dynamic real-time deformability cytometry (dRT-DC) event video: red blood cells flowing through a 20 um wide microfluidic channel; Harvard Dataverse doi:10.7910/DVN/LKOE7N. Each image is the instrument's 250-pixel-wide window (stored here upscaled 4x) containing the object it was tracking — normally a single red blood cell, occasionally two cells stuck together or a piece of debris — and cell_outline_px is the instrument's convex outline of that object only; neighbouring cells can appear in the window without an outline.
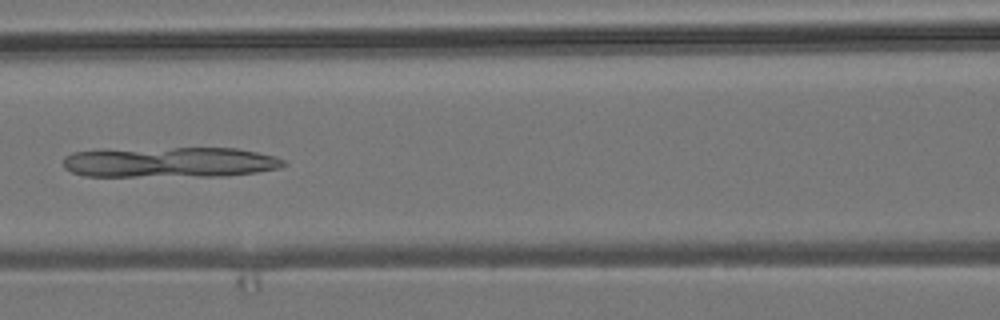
{"species": "common noctule bat (a hibernating species)", "species_latin": "Nyctalus noctula", "temperature_condition": "room temperature", "stored_images_in_passage": 7, "camera_frame_rate_fps": 3000, "um_per_image_px": 0.085, "animal": {"sex": "male", "body_mass_g": 19.2, "forearm_length_mm": 51.8}, "frame": {"image": 1, "passage_image": 7, "time_ms": 6.667, "image_size_px": [1000, 320], "cell_outline_px": [[288, 164], [280, 168], [256, 172], [224, 176], [84, 176], [72, 172], [64, 168], [64, 160], [72, 152], [100, 148], [236, 148], [276, 156], [284, 160]], "centroid_in_image_um": [14.42, 13.78], "position_along_channel_um": 152.2, "area_um2": 39.71}}